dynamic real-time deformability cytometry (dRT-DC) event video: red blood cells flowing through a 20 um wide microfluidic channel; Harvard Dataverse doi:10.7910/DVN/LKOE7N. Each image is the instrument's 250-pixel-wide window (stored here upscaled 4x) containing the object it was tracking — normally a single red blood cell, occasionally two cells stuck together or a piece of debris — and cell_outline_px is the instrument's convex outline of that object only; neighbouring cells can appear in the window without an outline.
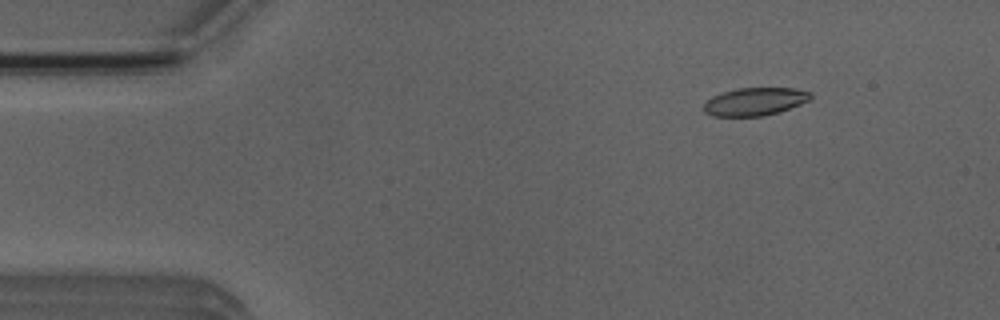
{"species": "Egyptian fruit bat (a non-hibernating species)", "species_latin": "Rousettus aegyptiacus", "temperature_condition": "room temperature", "stored_images_in_passage": 5, "camera_frame_rate_fps": 3000, "um_per_image_px": 0.085, "animal": {"sex": "male"}, "frame": {"image": 1, "passage_image": 3, "time_ms": 2.0, "image_size_px": [1000, 320], "cell_outline_px": [[812, 96], [808, 100], [800, 104], [780, 112], [764, 116], [712, 116], [704, 112], [704, 104], [712, 96], [736, 88], [796, 88], [812, 92]], "centroid_in_image_um": [64.18, 8.63], "position_along_channel_um": 20.8, "area_um2": 17.4}}